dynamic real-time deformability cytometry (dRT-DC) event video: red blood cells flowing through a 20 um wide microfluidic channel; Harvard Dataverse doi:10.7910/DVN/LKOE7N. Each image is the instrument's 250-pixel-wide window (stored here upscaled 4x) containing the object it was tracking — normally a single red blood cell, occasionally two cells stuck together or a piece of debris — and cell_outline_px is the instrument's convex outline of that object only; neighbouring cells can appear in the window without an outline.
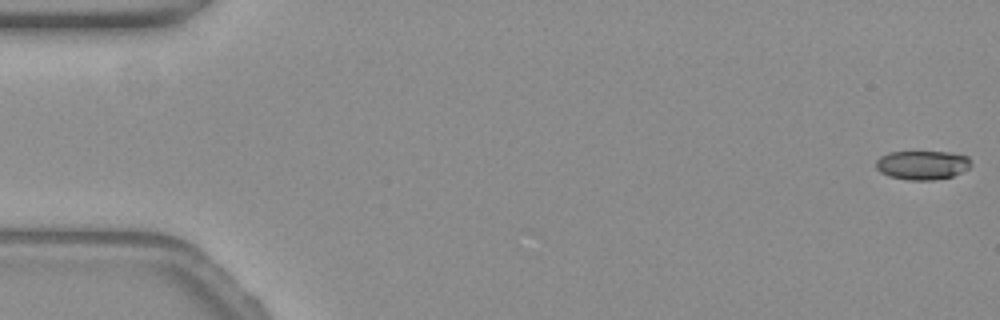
{"species": "common noctule bat (a hibernating species)", "species_latin": "Nyctalus noctula", "temperature_condition": "warm", "stored_images_in_passage": 34, "camera_frame_rate_fps": 3000, "um_per_image_px": 0.085, "animal": {"sex": "female", "body_mass_g": 19.3, "forearm_length_mm": 54.1}, "frame": {"image": 1, "passage_image": 1, "time_ms": 0.0, "image_size_px": [1000, 320], "cell_outline_px": [[972, 164], [968, 168], [952, 176], [932, 180], [908, 180], [888, 176], [880, 172], [876, 168], [876, 160], [880, 156], [888, 152], [948, 152], [968, 156]], "centroid_in_image_um": [78.37, 14.02], "position_along_channel_um": 6.6, "area_um2": 16.07}}
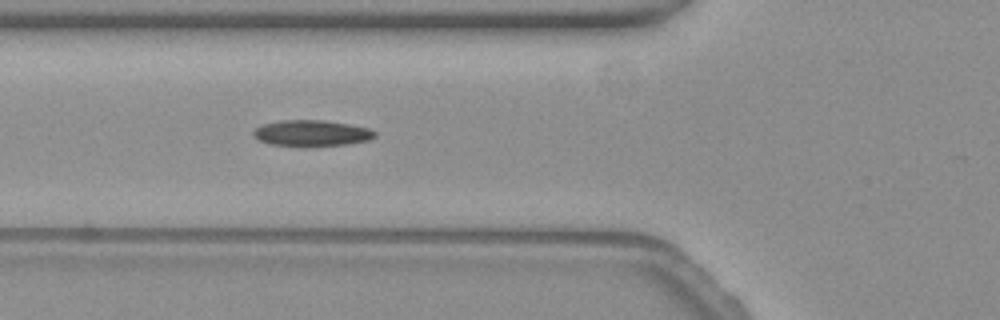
{"frame": {"image": 2, "passage_image": 20, "time_ms": 6.333, "image_size_px": [1000, 320], "cell_outline_px": [[376, 136], [368, 140], [348, 144], [308, 148], [268, 144], [256, 140], [252, 136], [252, 132], [256, 128], [264, 124], [280, 120], [324, 120], [348, 124], [368, 128], [376, 132]], "centroid_in_image_um": [26.44, 11.35], "position_along_channel_um": 99.4, "area_um2": 19.02}}
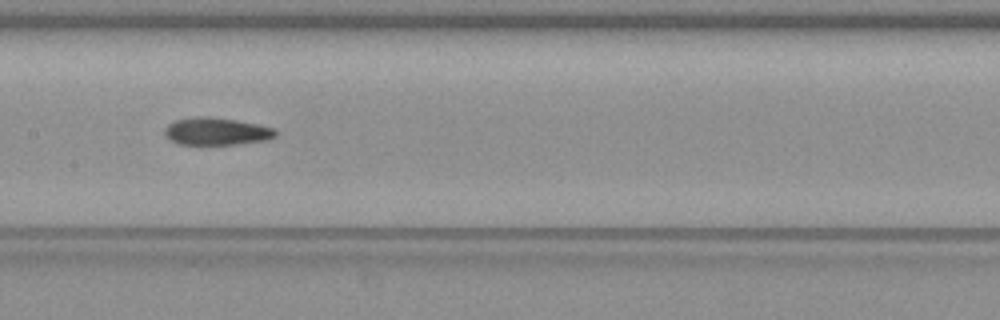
{"frame": {"image": 3, "passage_image": 27, "time_ms": 8.667, "image_size_px": [1000, 320], "cell_outline_px": [[276, 136], [268, 140], [236, 144], [176, 144], [164, 136], [164, 128], [168, 124], [176, 120], [196, 116], [208, 116], [236, 120], [276, 128]], "centroid_in_image_um": [18.38, 11.16], "position_along_channel_um": 189.0, "area_um2": 17.86}}